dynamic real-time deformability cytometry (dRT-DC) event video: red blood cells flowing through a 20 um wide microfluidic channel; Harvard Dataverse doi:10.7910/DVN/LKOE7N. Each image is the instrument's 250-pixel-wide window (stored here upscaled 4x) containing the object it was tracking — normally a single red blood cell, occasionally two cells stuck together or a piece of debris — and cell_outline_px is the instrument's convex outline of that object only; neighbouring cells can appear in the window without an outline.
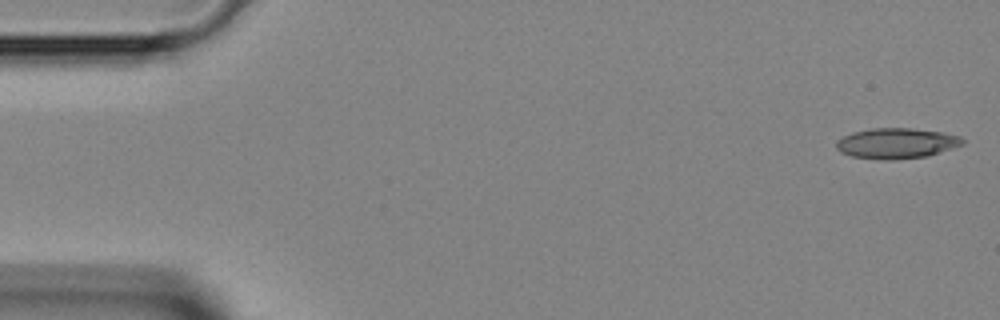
{"species": "Egyptian fruit bat (a non-hibernating species)", "species_latin": "Rousettus aegyptiacus", "temperature_condition": "room temperature", "stored_images_in_passage": 44, "camera_frame_rate_fps": 3000, "um_per_image_px": 0.085, "animal": {"sex": "female"}, "frame": {"image": 1, "passage_image": 1, "time_ms": 0.0, "image_size_px": [1000, 320], "cell_outline_px": [[964, 144], [928, 156], [892, 160], [884, 160], [852, 156], [840, 152], [836, 148], [836, 140], [852, 132], [872, 128], [912, 128], [940, 132], [960, 136], [964, 140]], "centroid_in_image_um": [76.18, 12.18], "position_along_channel_um": 8.8, "area_um2": 22.43}}
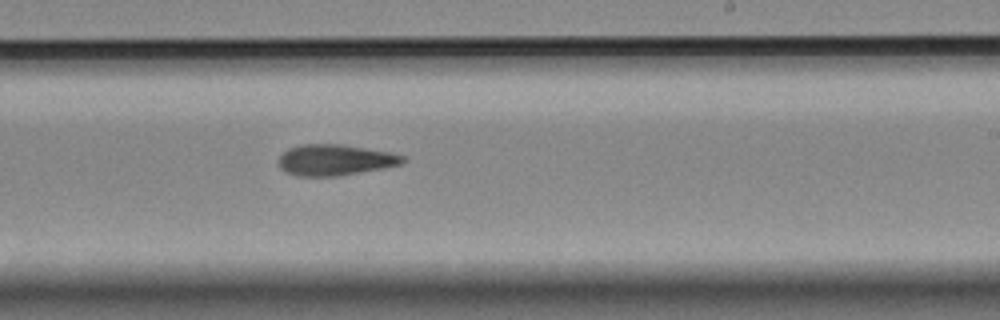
{"frame": {"image": 2, "passage_image": 26, "time_ms": 8.333, "image_size_px": [1000, 320], "cell_outline_px": [[408, 160], [404, 164], [384, 168], [336, 176], [300, 176], [288, 172], [280, 168], [280, 156], [288, 148], [300, 144], [340, 144], [392, 152], [404, 156]], "centroid_in_image_um": [28.55, 13.59], "position_along_channel_um": 260.5, "area_um2": 22.43}}
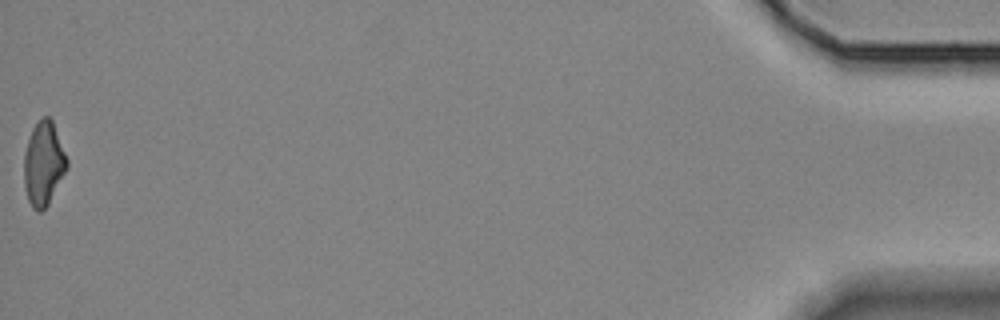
{"frame": {"image": 3, "passage_image": 44, "time_ms": 14.333, "image_size_px": [1000, 320], "cell_outline_px": [[68, 168], [48, 204], [40, 212], [36, 212], [32, 208], [28, 200], [24, 184], [24, 152], [32, 128], [44, 116], [48, 116], [52, 120], [68, 160]], "centroid_in_image_um": [3.7, 13.93], "position_along_channel_um": 431.5, "area_um2": 20.92}}